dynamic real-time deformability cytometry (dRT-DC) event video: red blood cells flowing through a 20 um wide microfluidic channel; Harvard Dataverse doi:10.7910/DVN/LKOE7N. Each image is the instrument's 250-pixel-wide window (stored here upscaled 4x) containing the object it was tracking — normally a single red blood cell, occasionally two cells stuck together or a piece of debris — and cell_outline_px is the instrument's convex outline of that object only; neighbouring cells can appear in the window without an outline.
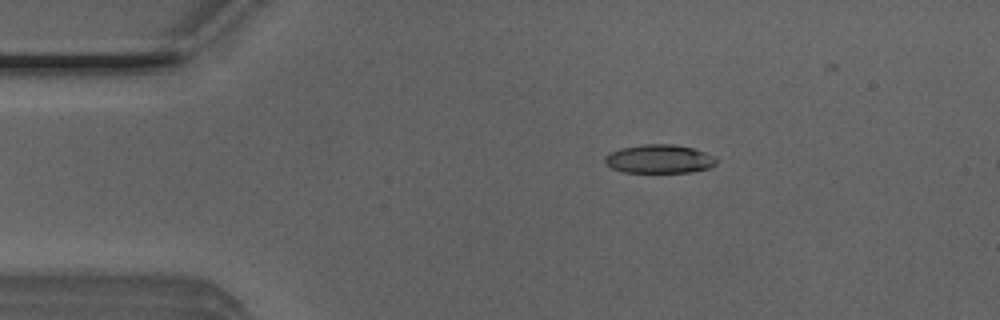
{"species": "Egyptian fruit bat (a non-hibernating species)", "species_latin": "Rousettus aegyptiacus", "temperature_condition": "room temperature", "stored_images_in_passage": 5, "camera_frame_rate_fps": 3000, "um_per_image_px": 0.085, "animal": {"sex": "male"}, "frame": {"image": 1, "passage_image": 3, "time_ms": 0.667, "image_size_px": [1000, 320], "cell_outline_px": [[716, 164], [708, 168], [688, 172], [624, 172], [612, 168], [604, 164], [604, 156], [608, 152], [620, 148], [640, 144], [672, 144], [692, 148], [716, 156]], "centroid_in_image_um": [55.98, 13.5], "position_along_channel_um": 29.0, "area_um2": 18.73}}